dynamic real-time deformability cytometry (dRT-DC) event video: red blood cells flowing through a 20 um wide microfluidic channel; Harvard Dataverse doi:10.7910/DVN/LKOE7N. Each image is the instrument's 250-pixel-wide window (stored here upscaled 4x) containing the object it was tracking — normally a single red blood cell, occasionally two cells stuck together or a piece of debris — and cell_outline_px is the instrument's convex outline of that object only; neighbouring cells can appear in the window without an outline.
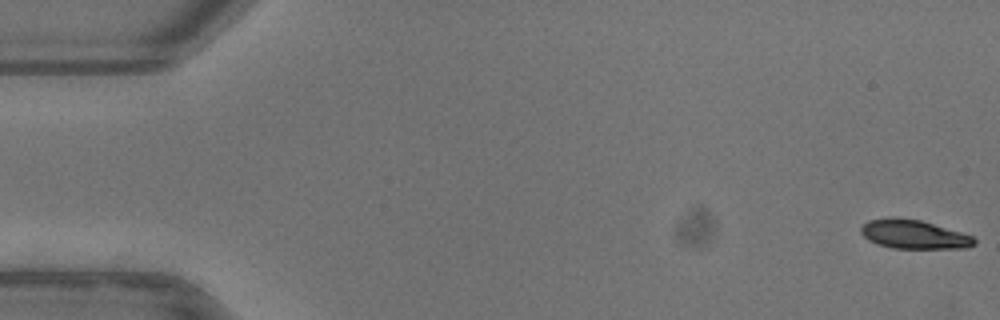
{"species": "common noctule bat (a hibernating species)", "species_latin": "Nyctalus noctula", "temperature_condition": "warm", "stored_images_in_passage": 14, "camera_frame_rate_fps": 3000, "um_per_image_px": 0.085, "animal": {"sex": "female"}, "frame": {"image": 1, "passage_image": 1, "time_ms": 0.0, "image_size_px": [1000, 320], "cell_outline_px": [[976, 244], [968, 248], [892, 248], [868, 240], [860, 232], [860, 228], [868, 220], [888, 216], [896, 216], [920, 220], [960, 232], [972, 236], [976, 240]], "centroid_in_image_um": [77.65, 19.9], "position_along_channel_um": 7.4, "area_um2": 19.13}}
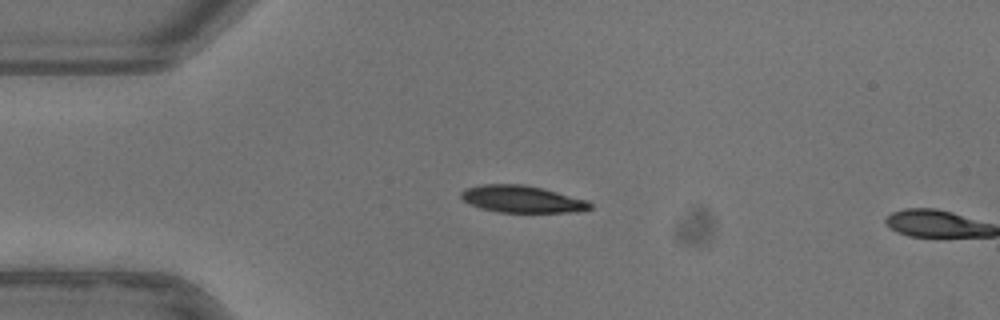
{"frame": {"image": 2, "passage_image": 13, "time_ms": 4.0, "image_size_px": [1000, 320], "cell_outline_px": [[592, 208], [576, 212], [500, 212], [480, 208], [464, 200], [460, 196], [460, 192], [464, 188], [484, 184], [524, 184], [544, 188], [588, 200], [592, 204]], "centroid_in_image_um": [44.39, 16.91], "position_along_channel_um": 40.6, "area_um2": 20.4}}